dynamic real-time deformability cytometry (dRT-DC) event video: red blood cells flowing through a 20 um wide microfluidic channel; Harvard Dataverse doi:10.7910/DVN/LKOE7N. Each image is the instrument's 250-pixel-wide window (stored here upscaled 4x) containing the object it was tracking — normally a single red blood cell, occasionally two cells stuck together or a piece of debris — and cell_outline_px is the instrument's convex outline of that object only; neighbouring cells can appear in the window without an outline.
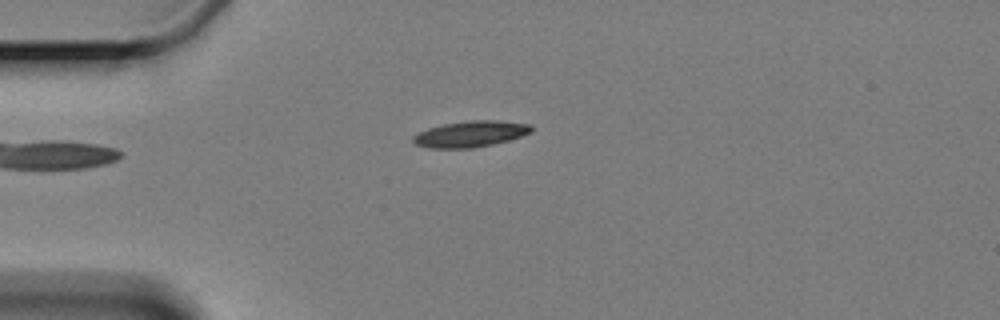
{"species": "Egyptian fruit bat (a non-hibernating species)", "species_latin": "Rousettus aegyptiacus", "temperature_condition": "cold", "stored_images_in_passage": 12, "camera_frame_rate_fps": 3000, "um_per_image_px": 0.085, "animal": {"sex": "female"}, "frame": {"image": 1, "passage_image": 1, "time_ms": 0.0, "image_size_px": [1000, 320], "cell_outline_px": [[532, 132], [508, 140], [492, 144], [472, 148], [428, 148], [416, 144], [412, 140], [412, 136], [428, 128], [444, 124], [468, 120], [496, 120], [532, 124]], "centroid_in_image_um": [39.99, 11.38], "position_along_channel_um": 45.0, "area_um2": 17.92}}
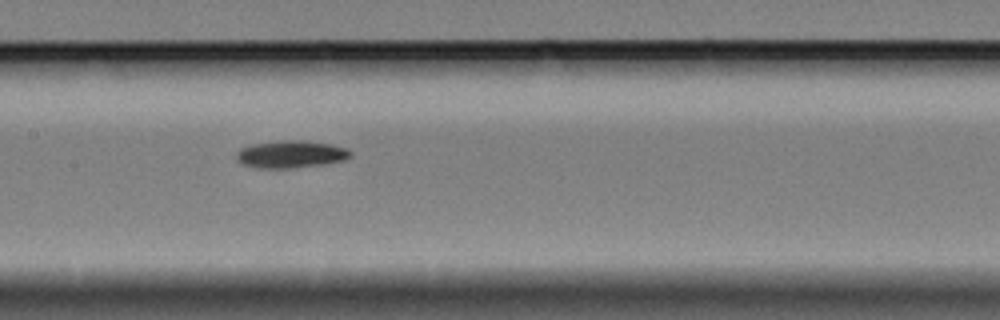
{"frame": {"image": 2, "passage_image": 5, "time_ms": 4.667, "image_size_px": [1000, 320], "cell_outline_px": [[352, 156], [344, 160], [320, 164], [288, 168], [264, 168], [244, 164], [236, 160], [236, 152], [240, 148], [252, 144], [276, 140], [304, 140], [332, 144], [348, 148], [352, 152]], "centroid_in_image_um": [24.73, 13.08], "position_along_channel_um": 182.7, "area_um2": 18.21}}
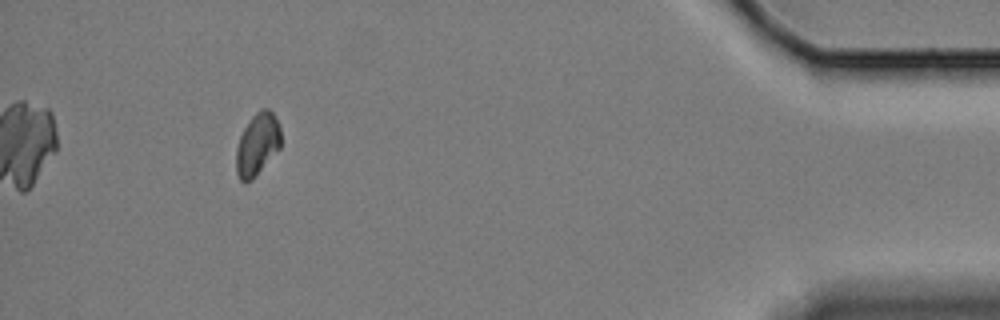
{"frame": {"image": 3, "passage_image": 11, "time_ms": 13.333, "image_size_px": [1000, 320], "cell_outline_px": [[280, 148], [252, 180], [244, 184], [240, 180], [236, 172], [236, 148], [240, 136], [244, 128], [252, 116], [260, 108], [268, 108], [272, 112], [280, 128]], "centroid_in_image_um": [21.85, 12.29], "position_along_channel_um": 413.3, "area_um2": 16.24}}